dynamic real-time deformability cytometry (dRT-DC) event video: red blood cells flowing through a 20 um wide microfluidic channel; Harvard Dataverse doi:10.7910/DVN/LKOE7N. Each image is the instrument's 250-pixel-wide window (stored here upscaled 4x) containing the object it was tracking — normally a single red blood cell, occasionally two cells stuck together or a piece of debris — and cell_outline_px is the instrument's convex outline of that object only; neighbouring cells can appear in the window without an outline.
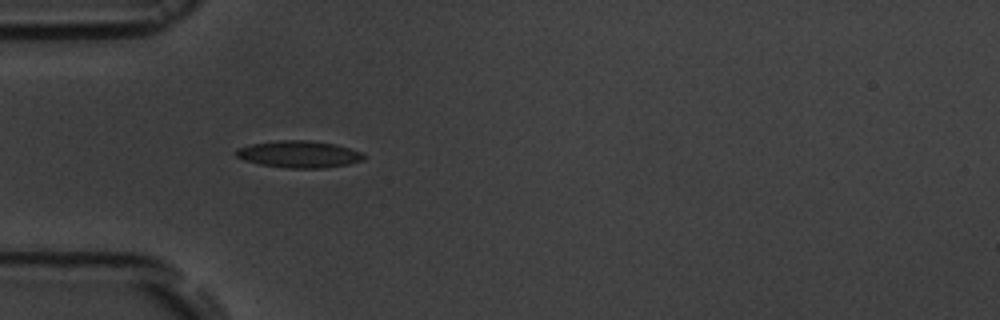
{"species": "common noctule bat (a hibernating species)", "species_latin": "Nyctalus noctula", "temperature_condition": "room temperature", "stored_images_in_passage": 6, "camera_frame_rate_fps": 3000, "um_per_image_px": 0.085, "animal": {"sex": "male", "body_mass_g": 19.5, "forearm_length_mm": 54.6}, "frame": {"image": 1, "passage_image": 1, "time_ms": 0.0, "image_size_px": [1000, 320], "cell_outline_px": [[368, 156], [364, 160], [348, 164], [324, 168], [288, 168], [260, 164], [244, 160], [236, 156], [236, 148], [248, 144], [280, 140], [308, 140], [336, 144], [360, 152]], "centroid_in_image_um": [25.41, 13.1], "position_along_channel_um": 59.6, "area_um2": 20.11}}
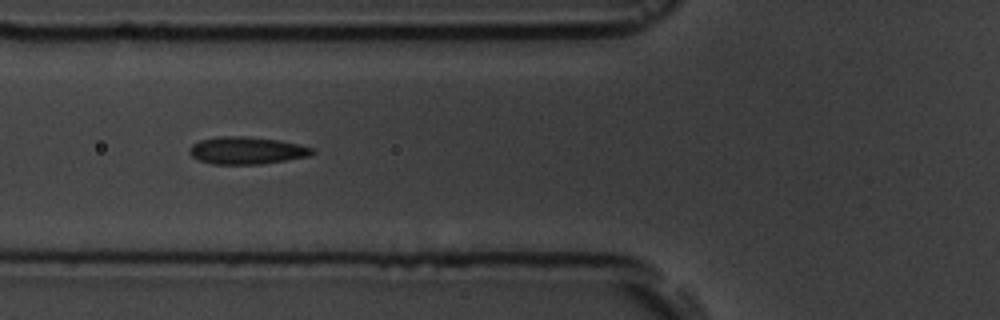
{"frame": {"image": 2, "passage_image": 2, "time_ms": 1.333, "image_size_px": [1000, 320], "cell_outline_px": [[316, 152], [308, 156], [260, 164], [212, 164], [200, 160], [192, 156], [188, 152], [188, 148], [192, 144], [200, 140], [220, 136], [244, 136], [280, 140], [300, 144], [316, 148]], "centroid_in_image_um": [20.98, 12.78], "position_along_channel_um": 104.8, "area_um2": 19.65}}
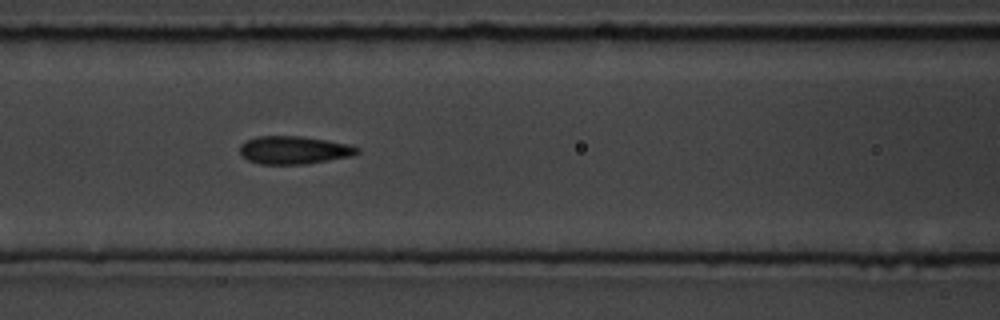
{"frame": {"image": 3, "passage_image": 3, "time_ms": 2.333, "image_size_px": [1000, 320], "cell_outline_px": [[360, 152], [352, 156], [308, 164], [260, 164], [248, 160], [240, 152], [240, 144], [256, 136], [300, 136], [348, 144], [360, 148]], "centroid_in_image_um": [25.0, 12.76], "position_along_channel_um": 141.6, "area_um2": 19.07}}